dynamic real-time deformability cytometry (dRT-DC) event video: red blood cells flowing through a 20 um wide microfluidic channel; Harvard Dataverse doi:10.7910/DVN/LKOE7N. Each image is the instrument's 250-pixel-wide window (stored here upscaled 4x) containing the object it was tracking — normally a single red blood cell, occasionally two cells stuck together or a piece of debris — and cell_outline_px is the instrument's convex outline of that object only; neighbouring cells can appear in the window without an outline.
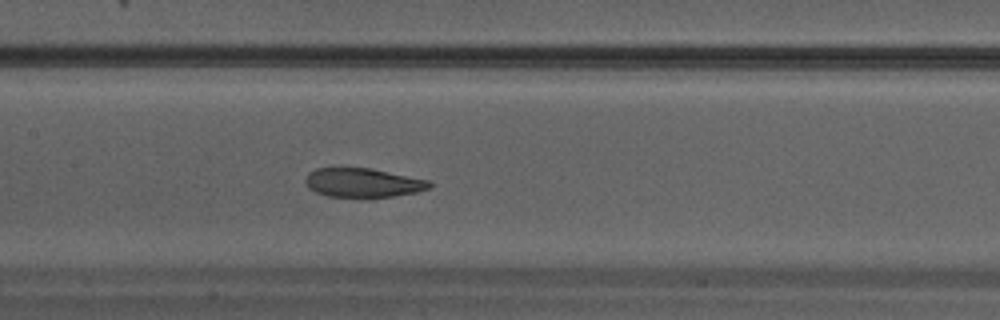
{"species": "Egyptian fruit bat (a non-hibernating species)", "species_latin": "Rousettus aegyptiacus", "temperature_condition": "warm", "stored_images_in_passage": 22, "camera_frame_rate_fps": 3000, "um_per_image_px": 0.085, "animal": {"sex": "male"}, "frame": {"image": 1, "passage_image": 7, "time_ms": 2.0, "image_size_px": [1000, 320], "cell_outline_px": [[432, 184], [428, 188], [416, 192], [392, 196], [328, 196], [316, 192], [308, 188], [304, 180], [308, 172], [316, 168], [372, 168], [428, 180]], "centroid_in_image_um": [30.81, 15.51], "position_along_channel_um": 176.6, "area_um2": 20.69}}
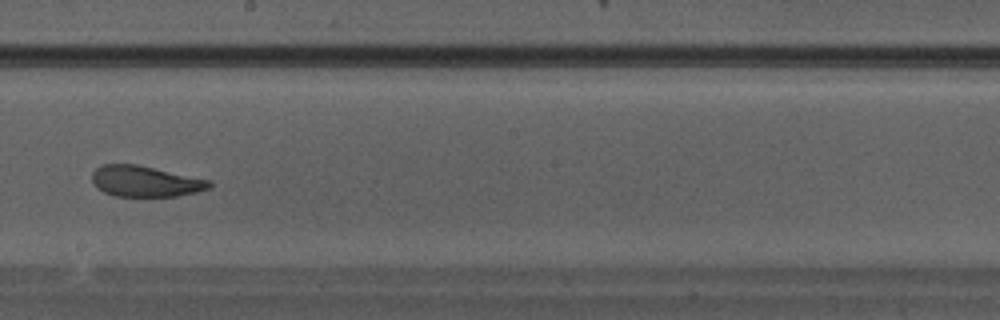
{"frame": {"image": 2, "passage_image": 10, "time_ms": 3.0, "image_size_px": [1000, 320], "cell_outline_px": [[212, 184], [208, 188], [196, 192], [176, 196], [116, 196], [104, 192], [96, 188], [92, 180], [92, 172], [100, 164], [136, 164], [212, 180]], "centroid_in_image_um": [12.33, 15.4], "position_along_channel_um": 235.9, "area_um2": 21.15}}
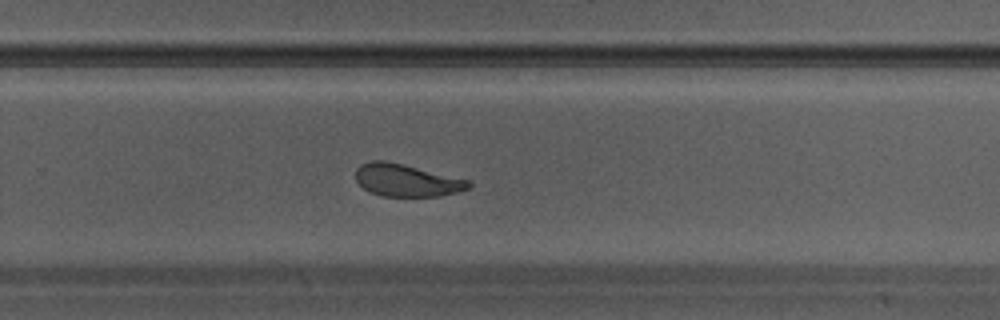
{"frame": {"image": 3, "passage_image": 13, "time_ms": 4.0, "image_size_px": [1000, 320], "cell_outline_px": [[472, 184], [468, 188], [456, 192], [440, 196], [380, 196], [368, 192], [356, 180], [356, 168], [360, 164], [372, 160], [384, 160], [404, 164], [472, 180]], "centroid_in_image_um": [34.56, 15.31], "position_along_channel_um": 295.2, "area_um2": 21.56}}